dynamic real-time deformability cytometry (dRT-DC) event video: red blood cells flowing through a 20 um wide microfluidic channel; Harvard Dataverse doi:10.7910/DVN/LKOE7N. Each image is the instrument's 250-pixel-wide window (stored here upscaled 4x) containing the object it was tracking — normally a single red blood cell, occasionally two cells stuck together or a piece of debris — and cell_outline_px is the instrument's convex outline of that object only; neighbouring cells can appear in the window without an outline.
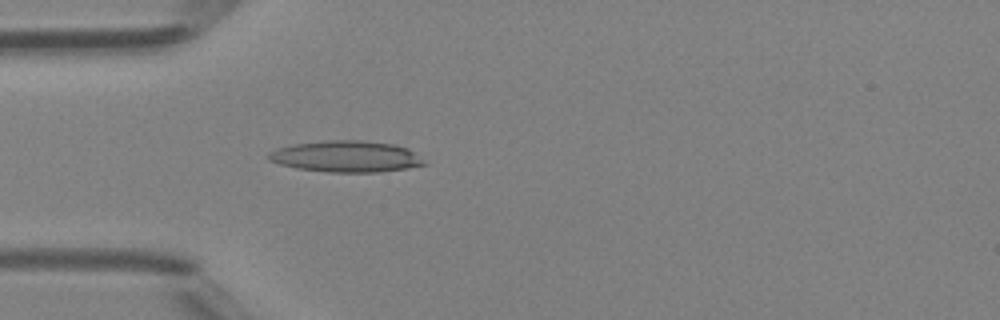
{"species": "Egyptian fruit bat (a non-hibernating species)", "species_latin": "Rousettus aegyptiacus", "temperature_condition": "room temperature", "stored_images_in_passage": 34, "camera_frame_rate_fps": 3000, "um_per_image_px": 0.085, "animal": {"sex": "female"}, "frame": {"image": 1, "passage_image": 1, "time_ms": 0.0, "image_size_px": [1000, 320], "cell_outline_px": [[428, 164], [408, 168], [380, 172], [328, 172], [296, 168], [280, 164], [268, 160], [268, 152], [276, 148], [292, 144], [324, 140], [360, 140], [396, 144], [408, 148], [424, 160]], "centroid_in_image_um": [29.42, 13.29], "position_along_channel_um": 55.6, "area_um2": 28.67}}
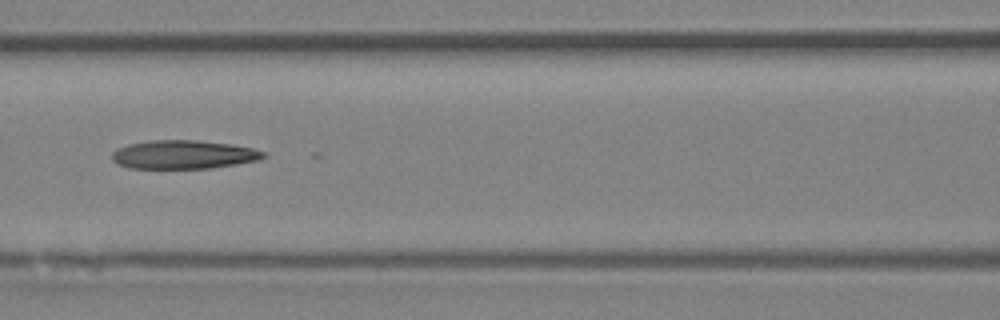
{"frame": {"image": 2, "passage_image": 8, "time_ms": 2.333, "image_size_px": [1000, 320], "cell_outline_px": [[264, 156], [256, 160], [236, 164], [212, 168], [128, 168], [116, 164], [112, 160], [112, 152], [116, 148], [128, 144], [148, 140], [196, 140], [232, 144], [252, 148], [264, 152]], "centroid_in_image_um": [15.52, 13.13], "position_along_channel_um": 151.1, "area_um2": 25.26}}
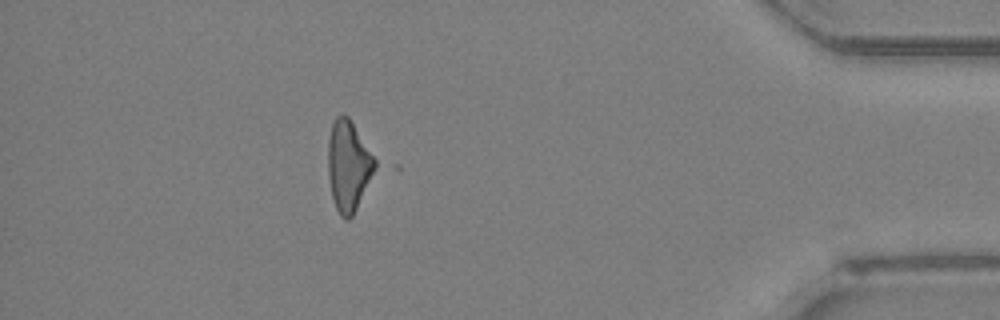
{"frame": {"image": 3, "passage_image": 29, "time_ms": 9.333, "image_size_px": [1000, 320], "cell_outline_px": [[384, 164], [352, 216], [348, 220], [344, 220], [340, 216], [336, 208], [332, 196], [328, 176], [328, 140], [332, 124], [336, 116], [340, 112], [344, 112], [348, 116]], "centroid_in_image_um": [29.75, 14.07], "position_along_channel_um": 405.5, "area_um2": 26.7}, "authors_computed_cell_mechanics": {"area_um2": 25.6632, "velocity_mm_per_s": 4.3591, "shape_relaxation_time_tau1_ms": null, "shape_relaxation_time_tau2_ms": 9.4276, "deformation_change_tau1": null, "deformation_change_tau2": 0.3034}}